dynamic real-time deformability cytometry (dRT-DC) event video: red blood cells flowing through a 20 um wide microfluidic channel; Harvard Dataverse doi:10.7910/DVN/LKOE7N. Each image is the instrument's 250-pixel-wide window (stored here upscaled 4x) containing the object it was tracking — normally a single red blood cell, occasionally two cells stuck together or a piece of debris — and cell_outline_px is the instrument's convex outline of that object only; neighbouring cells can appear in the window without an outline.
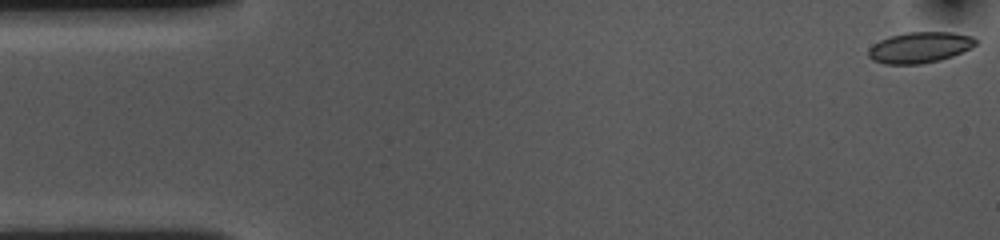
{"species": "common noctule bat (a hibernating species)", "species_latin": "Nyctalus noctula", "temperature_condition": "cold", "stored_images_in_passage": 54, "camera_frame_rate_fps": 3000, "um_per_image_px": 0.085, "animal": {"sex": "female", "body_mass_g": 10.0, "forearm_length_mm": 53.1}, "frame": {"image": 1, "passage_image": 1, "time_ms": 0.0, "image_size_px": [1000, 240], "cell_outline_px": [[980, 40], [972, 48], [952, 56], [940, 60], [920, 64], [884, 64], [872, 60], [868, 56], [868, 48], [872, 44], [880, 40], [892, 36], [908, 32], [952, 32], [972, 36]], "centroid_in_image_um": [78.19, 4.03], "position_along_channel_um": 6.8, "area_um2": 19.48}}
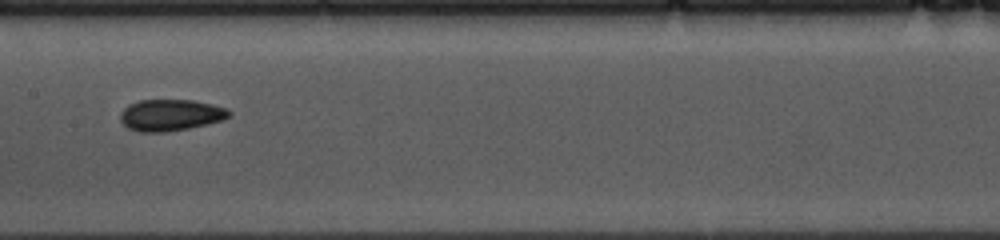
{"frame": {"image": 2, "passage_image": 26, "time_ms": 8.333, "image_size_px": [1000, 240], "cell_outline_px": [[232, 112], [224, 120], [208, 124], [188, 128], [164, 132], [140, 132], [128, 128], [120, 120], [120, 112], [128, 104], [140, 100], [192, 100], [212, 104], [228, 108]], "centroid_in_image_um": [14.5, 9.78], "position_along_channel_um": 192.9, "area_um2": 20.06}}
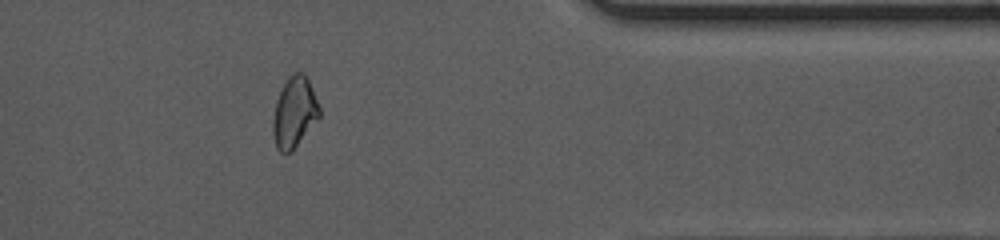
{"frame": {"image": 3, "passage_image": 44, "time_ms": 14.333, "image_size_px": [1000, 240], "cell_outline_px": [[320, 116], [292, 152], [280, 152], [276, 148], [272, 132], [272, 120], [276, 100], [288, 76], [296, 72], [304, 72], [308, 76], [320, 108]], "centroid_in_image_um": [25.02, 9.54], "position_along_channel_um": 386.4, "area_um2": 19.31}, "authors_computed_cell_mechanics": {"area_um2": 19.5364, "velocity_mm_per_s": 3.6097, "shape_relaxation_time_tau1_ms": null, "shape_relaxation_time_tau2_ms": 3.167, "deformation_change_tau1": null, "deformation_change_tau2": 0.0788}}